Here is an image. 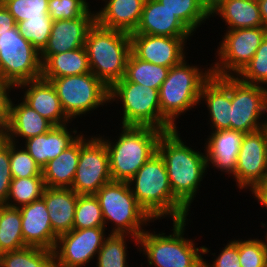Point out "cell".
Masks as SVG:
<instances>
[{"label": "cell", "mask_w": 267, "mask_h": 267, "mask_svg": "<svg viewBox=\"0 0 267 267\" xmlns=\"http://www.w3.org/2000/svg\"><path fill=\"white\" fill-rule=\"evenodd\" d=\"M180 134L178 128L163 132L157 152L164 160L173 195L190 211L201 182L208 174V165L206 153L186 145Z\"/></svg>", "instance_id": "6da1fadb"}, {"label": "cell", "mask_w": 267, "mask_h": 267, "mask_svg": "<svg viewBox=\"0 0 267 267\" xmlns=\"http://www.w3.org/2000/svg\"><path fill=\"white\" fill-rule=\"evenodd\" d=\"M138 204L154 220H183L189 210L173 195L164 160L152 155L128 181Z\"/></svg>", "instance_id": "7a4b0ae2"}, {"label": "cell", "mask_w": 267, "mask_h": 267, "mask_svg": "<svg viewBox=\"0 0 267 267\" xmlns=\"http://www.w3.org/2000/svg\"><path fill=\"white\" fill-rule=\"evenodd\" d=\"M188 218L173 220L171 234L146 229L138 238L137 251L147 260L148 267H203L206 246H197L196 238L185 237Z\"/></svg>", "instance_id": "3957f363"}, {"label": "cell", "mask_w": 267, "mask_h": 267, "mask_svg": "<svg viewBox=\"0 0 267 267\" xmlns=\"http://www.w3.org/2000/svg\"><path fill=\"white\" fill-rule=\"evenodd\" d=\"M117 140L98 134L109 154L112 181L128 182L145 162L157 152L163 131L153 127L121 126ZM115 139V140H114Z\"/></svg>", "instance_id": "277c9868"}, {"label": "cell", "mask_w": 267, "mask_h": 267, "mask_svg": "<svg viewBox=\"0 0 267 267\" xmlns=\"http://www.w3.org/2000/svg\"><path fill=\"white\" fill-rule=\"evenodd\" d=\"M84 47L90 71L109 89L124 77L131 53L129 33L103 28L95 22L87 32Z\"/></svg>", "instance_id": "5b68a950"}, {"label": "cell", "mask_w": 267, "mask_h": 267, "mask_svg": "<svg viewBox=\"0 0 267 267\" xmlns=\"http://www.w3.org/2000/svg\"><path fill=\"white\" fill-rule=\"evenodd\" d=\"M186 58L170 68L159 88L161 114L175 127L177 118L200 105L203 84L212 76L211 66L187 63Z\"/></svg>", "instance_id": "8992f818"}, {"label": "cell", "mask_w": 267, "mask_h": 267, "mask_svg": "<svg viewBox=\"0 0 267 267\" xmlns=\"http://www.w3.org/2000/svg\"><path fill=\"white\" fill-rule=\"evenodd\" d=\"M120 103V126L153 127L163 132L176 129L162 114L159 90L127 81L124 77L109 89V104ZM122 104V105H121Z\"/></svg>", "instance_id": "52a82bcc"}, {"label": "cell", "mask_w": 267, "mask_h": 267, "mask_svg": "<svg viewBox=\"0 0 267 267\" xmlns=\"http://www.w3.org/2000/svg\"><path fill=\"white\" fill-rule=\"evenodd\" d=\"M95 196L100 203L105 228L112 224V230H108L110 234H127L139 238L150 226L149 223L155 222L138 204L128 182L111 181L102 186Z\"/></svg>", "instance_id": "ba28073f"}, {"label": "cell", "mask_w": 267, "mask_h": 267, "mask_svg": "<svg viewBox=\"0 0 267 267\" xmlns=\"http://www.w3.org/2000/svg\"><path fill=\"white\" fill-rule=\"evenodd\" d=\"M50 82L72 121L109 103V88L92 72L53 78Z\"/></svg>", "instance_id": "9c48e42d"}, {"label": "cell", "mask_w": 267, "mask_h": 267, "mask_svg": "<svg viewBox=\"0 0 267 267\" xmlns=\"http://www.w3.org/2000/svg\"><path fill=\"white\" fill-rule=\"evenodd\" d=\"M40 52L18 32L17 27L0 35V79L17 85L41 78Z\"/></svg>", "instance_id": "30bf717a"}, {"label": "cell", "mask_w": 267, "mask_h": 267, "mask_svg": "<svg viewBox=\"0 0 267 267\" xmlns=\"http://www.w3.org/2000/svg\"><path fill=\"white\" fill-rule=\"evenodd\" d=\"M226 31L218 43L212 75L236 76L253 58L265 38V26ZM218 57V59H217Z\"/></svg>", "instance_id": "8fae6325"}, {"label": "cell", "mask_w": 267, "mask_h": 267, "mask_svg": "<svg viewBox=\"0 0 267 267\" xmlns=\"http://www.w3.org/2000/svg\"><path fill=\"white\" fill-rule=\"evenodd\" d=\"M86 136H80V156L71 189L78 195H95L112 181L109 154L100 136Z\"/></svg>", "instance_id": "7c38bea8"}, {"label": "cell", "mask_w": 267, "mask_h": 267, "mask_svg": "<svg viewBox=\"0 0 267 267\" xmlns=\"http://www.w3.org/2000/svg\"><path fill=\"white\" fill-rule=\"evenodd\" d=\"M264 115L267 116V87L231 76V129L244 134L260 130Z\"/></svg>", "instance_id": "4fadbf2b"}, {"label": "cell", "mask_w": 267, "mask_h": 267, "mask_svg": "<svg viewBox=\"0 0 267 267\" xmlns=\"http://www.w3.org/2000/svg\"><path fill=\"white\" fill-rule=\"evenodd\" d=\"M105 227L72 229L57 238L55 267H87L93 261L108 236Z\"/></svg>", "instance_id": "5bb4252c"}, {"label": "cell", "mask_w": 267, "mask_h": 267, "mask_svg": "<svg viewBox=\"0 0 267 267\" xmlns=\"http://www.w3.org/2000/svg\"><path fill=\"white\" fill-rule=\"evenodd\" d=\"M267 173V135L265 130L244 134L235 174L237 189L250 191Z\"/></svg>", "instance_id": "9a60e30c"}, {"label": "cell", "mask_w": 267, "mask_h": 267, "mask_svg": "<svg viewBox=\"0 0 267 267\" xmlns=\"http://www.w3.org/2000/svg\"><path fill=\"white\" fill-rule=\"evenodd\" d=\"M131 52L139 59L171 68L186 57L190 37H169L147 34H130Z\"/></svg>", "instance_id": "2e32d148"}, {"label": "cell", "mask_w": 267, "mask_h": 267, "mask_svg": "<svg viewBox=\"0 0 267 267\" xmlns=\"http://www.w3.org/2000/svg\"><path fill=\"white\" fill-rule=\"evenodd\" d=\"M91 10L79 18L53 21L47 45L40 52L42 64L53 54L84 47L87 32L96 22L95 11Z\"/></svg>", "instance_id": "e0dca14e"}, {"label": "cell", "mask_w": 267, "mask_h": 267, "mask_svg": "<svg viewBox=\"0 0 267 267\" xmlns=\"http://www.w3.org/2000/svg\"><path fill=\"white\" fill-rule=\"evenodd\" d=\"M15 89H21L23 95L20 98L54 126L72 124L73 121L65 114L56 89L50 81L41 77L23 82Z\"/></svg>", "instance_id": "ac0fdd59"}, {"label": "cell", "mask_w": 267, "mask_h": 267, "mask_svg": "<svg viewBox=\"0 0 267 267\" xmlns=\"http://www.w3.org/2000/svg\"><path fill=\"white\" fill-rule=\"evenodd\" d=\"M206 105L211 131L231 129V76H211L202 86L199 104Z\"/></svg>", "instance_id": "d6986e66"}, {"label": "cell", "mask_w": 267, "mask_h": 267, "mask_svg": "<svg viewBox=\"0 0 267 267\" xmlns=\"http://www.w3.org/2000/svg\"><path fill=\"white\" fill-rule=\"evenodd\" d=\"M205 139L203 149L209 168H214L222 174L233 176L237 165L239 150L244 138V133L233 129L210 131ZM210 166V167H209Z\"/></svg>", "instance_id": "ffe728a7"}, {"label": "cell", "mask_w": 267, "mask_h": 267, "mask_svg": "<svg viewBox=\"0 0 267 267\" xmlns=\"http://www.w3.org/2000/svg\"><path fill=\"white\" fill-rule=\"evenodd\" d=\"M19 210L25 245L53 251L58 236L53 232L45 201L41 198L20 207Z\"/></svg>", "instance_id": "44dd1931"}, {"label": "cell", "mask_w": 267, "mask_h": 267, "mask_svg": "<svg viewBox=\"0 0 267 267\" xmlns=\"http://www.w3.org/2000/svg\"><path fill=\"white\" fill-rule=\"evenodd\" d=\"M78 132L75 127L69 128V124L54 126L49 132L29 138L21 145L42 169L83 134V131Z\"/></svg>", "instance_id": "7402d4cb"}, {"label": "cell", "mask_w": 267, "mask_h": 267, "mask_svg": "<svg viewBox=\"0 0 267 267\" xmlns=\"http://www.w3.org/2000/svg\"><path fill=\"white\" fill-rule=\"evenodd\" d=\"M131 34L191 37L193 33L157 0H145L141 18Z\"/></svg>", "instance_id": "603a6c76"}, {"label": "cell", "mask_w": 267, "mask_h": 267, "mask_svg": "<svg viewBox=\"0 0 267 267\" xmlns=\"http://www.w3.org/2000/svg\"><path fill=\"white\" fill-rule=\"evenodd\" d=\"M104 5L95 10L96 23L107 29L133 33L140 21L145 0H102Z\"/></svg>", "instance_id": "cb8c5ba5"}, {"label": "cell", "mask_w": 267, "mask_h": 267, "mask_svg": "<svg viewBox=\"0 0 267 267\" xmlns=\"http://www.w3.org/2000/svg\"><path fill=\"white\" fill-rule=\"evenodd\" d=\"M21 102H20V101ZM18 104L11 99L7 138L19 144L37 135L49 132L54 125L19 98Z\"/></svg>", "instance_id": "d4e9b609"}, {"label": "cell", "mask_w": 267, "mask_h": 267, "mask_svg": "<svg viewBox=\"0 0 267 267\" xmlns=\"http://www.w3.org/2000/svg\"><path fill=\"white\" fill-rule=\"evenodd\" d=\"M45 201L53 232L60 236L73 229L77 194L71 188L46 187L42 196Z\"/></svg>", "instance_id": "484cf974"}, {"label": "cell", "mask_w": 267, "mask_h": 267, "mask_svg": "<svg viewBox=\"0 0 267 267\" xmlns=\"http://www.w3.org/2000/svg\"><path fill=\"white\" fill-rule=\"evenodd\" d=\"M210 16L220 17L226 30L264 26L257 0H224Z\"/></svg>", "instance_id": "4316f807"}, {"label": "cell", "mask_w": 267, "mask_h": 267, "mask_svg": "<svg viewBox=\"0 0 267 267\" xmlns=\"http://www.w3.org/2000/svg\"><path fill=\"white\" fill-rule=\"evenodd\" d=\"M80 156V137L42 168L46 187L71 188Z\"/></svg>", "instance_id": "83f0119b"}, {"label": "cell", "mask_w": 267, "mask_h": 267, "mask_svg": "<svg viewBox=\"0 0 267 267\" xmlns=\"http://www.w3.org/2000/svg\"><path fill=\"white\" fill-rule=\"evenodd\" d=\"M90 67L85 47L51 55L42 64L41 77L51 81L53 78L89 73Z\"/></svg>", "instance_id": "f1b7e54d"}, {"label": "cell", "mask_w": 267, "mask_h": 267, "mask_svg": "<svg viewBox=\"0 0 267 267\" xmlns=\"http://www.w3.org/2000/svg\"><path fill=\"white\" fill-rule=\"evenodd\" d=\"M19 208L0 205V254L27 247L22 235Z\"/></svg>", "instance_id": "f546056e"}, {"label": "cell", "mask_w": 267, "mask_h": 267, "mask_svg": "<svg viewBox=\"0 0 267 267\" xmlns=\"http://www.w3.org/2000/svg\"><path fill=\"white\" fill-rule=\"evenodd\" d=\"M170 68L137 58L132 52L127 60L124 78L127 81L158 89L167 78Z\"/></svg>", "instance_id": "4dcf8cb0"}, {"label": "cell", "mask_w": 267, "mask_h": 267, "mask_svg": "<svg viewBox=\"0 0 267 267\" xmlns=\"http://www.w3.org/2000/svg\"><path fill=\"white\" fill-rule=\"evenodd\" d=\"M138 246V238L127 234H108L95 258V267H129L127 239ZM133 239V240H132Z\"/></svg>", "instance_id": "1f68e13d"}, {"label": "cell", "mask_w": 267, "mask_h": 267, "mask_svg": "<svg viewBox=\"0 0 267 267\" xmlns=\"http://www.w3.org/2000/svg\"><path fill=\"white\" fill-rule=\"evenodd\" d=\"M1 267H55L54 252L38 247H25L0 254Z\"/></svg>", "instance_id": "d6a6232c"}, {"label": "cell", "mask_w": 267, "mask_h": 267, "mask_svg": "<svg viewBox=\"0 0 267 267\" xmlns=\"http://www.w3.org/2000/svg\"><path fill=\"white\" fill-rule=\"evenodd\" d=\"M164 5L194 34L211 18L201 0H157Z\"/></svg>", "instance_id": "836d02e7"}, {"label": "cell", "mask_w": 267, "mask_h": 267, "mask_svg": "<svg viewBox=\"0 0 267 267\" xmlns=\"http://www.w3.org/2000/svg\"><path fill=\"white\" fill-rule=\"evenodd\" d=\"M46 188L42 176L12 178L9 195L4 205L20 208L42 198Z\"/></svg>", "instance_id": "e575fe53"}, {"label": "cell", "mask_w": 267, "mask_h": 267, "mask_svg": "<svg viewBox=\"0 0 267 267\" xmlns=\"http://www.w3.org/2000/svg\"><path fill=\"white\" fill-rule=\"evenodd\" d=\"M105 227L100 203L95 195H78L73 229Z\"/></svg>", "instance_id": "d590c367"}, {"label": "cell", "mask_w": 267, "mask_h": 267, "mask_svg": "<svg viewBox=\"0 0 267 267\" xmlns=\"http://www.w3.org/2000/svg\"><path fill=\"white\" fill-rule=\"evenodd\" d=\"M52 25V18H27V20L16 23L18 32L39 52L47 45Z\"/></svg>", "instance_id": "8d00e7d4"}, {"label": "cell", "mask_w": 267, "mask_h": 267, "mask_svg": "<svg viewBox=\"0 0 267 267\" xmlns=\"http://www.w3.org/2000/svg\"><path fill=\"white\" fill-rule=\"evenodd\" d=\"M233 239L238 246L241 267H267L266 241L257 238Z\"/></svg>", "instance_id": "74e56055"}, {"label": "cell", "mask_w": 267, "mask_h": 267, "mask_svg": "<svg viewBox=\"0 0 267 267\" xmlns=\"http://www.w3.org/2000/svg\"><path fill=\"white\" fill-rule=\"evenodd\" d=\"M250 84L267 87V38L265 37L253 58L236 75Z\"/></svg>", "instance_id": "f35d334b"}, {"label": "cell", "mask_w": 267, "mask_h": 267, "mask_svg": "<svg viewBox=\"0 0 267 267\" xmlns=\"http://www.w3.org/2000/svg\"><path fill=\"white\" fill-rule=\"evenodd\" d=\"M49 0H0L14 17L16 23L27 18H51L48 13Z\"/></svg>", "instance_id": "ab89813d"}, {"label": "cell", "mask_w": 267, "mask_h": 267, "mask_svg": "<svg viewBox=\"0 0 267 267\" xmlns=\"http://www.w3.org/2000/svg\"><path fill=\"white\" fill-rule=\"evenodd\" d=\"M10 170L12 178L42 176V169L19 143L10 141Z\"/></svg>", "instance_id": "60d3db41"}, {"label": "cell", "mask_w": 267, "mask_h": 267, "mask_svg": "<svg viewBox=\"0 0 267 267\" xmlns=\"http://www.w3.org/2000/svg\"><path fill=\"white\" fill-rule=\"evenodd\" d=\"M91 5L87 0H49L48 13L53 21L83 16Z\"/></svg>", "instance_id": "b9f144b4"}, {"label": "cell", "mask_w": 267, "mask_h": 267, "mask_svg": "<svg viewBox=\"0 0 267 267\" xmlns=\"http://www.w3.org/2000/svg\"><path fill=\"white\" fill-rule=\"evenodd\" d=\"M12 173L10 170V141L0 148V205L6 203L9 195Z\"/></svg>", "instance_id": "7bdbcfd3"}, {"label": "cell", "mask_w": 267, "mask_h": 267, "mask_svg": "<svg viewBox=\"0 0 267 267\" xmlns=\"http://www.w3.org/2000/svg\"><path fill=\"white\" fill-rule=\"evenodd\" d=\"M228 241L217 254L218 256H215L216 258L213 259L212 264L203 259V267H241L238 246L232 239Z\"/></svg>", "instance_id": "ee69618b"}, {"label": "cell", "mask_w": 267, "mask_h": 267, "mask_svg": "<svg viewBox=\"0 0 267 267\" xmlns=\"http://www.w3.org/2000/svg\"><path fill=\"white\" fill-rule=\"evenodd\" d=\"M15 92V87L0 79V126L7 127L9 123L11 91ZM11 96V97H10Z\"/></svg>", "instance_id": "f6af8a7d"}, {"label": "cell", "mask_w": 267, "mask_h": 267, "mask_svg": "<svg viewBox=\"0 0 267 267\" xmlns=\"http://www.w3.org/2000/svg\"><path fill=\"white\" fill-rule=\"evenodd\" d=\"M253 198L258 202L262 207H265L267 210V173L264 177L250 190Z\"/></svg>", "instance_id": "bcb514c9"}, {"label": "cell", "mask_w": 267, "mask_h": 267, "mask_svg": "<svg viewBox=\"0 0 267 267\" xmlns=\"http://www.w3.org/2000/svg\"><path fill=\"white\" fill-rule=\"evenodd\" d=\"M15 27L16 22L14 17L8 12L4 5L0 3V35Z\"/></svg>", "instance_id": "7dc6e473"}, {"label": "cell", "mask_w": 267, "mask_h": 267, "mask_svg": "<svg viewBox=\"0 0 267 267\" xmlns=\"http://www.w3.org/2000/svg\"><path fill=\"white\" fill-rule=\"evenodd\" d=\"M224 0H201L202 5L206 10L211 13L213 12Z\"/></svg>", "instance_id": "c3c4849f"}, {"label": "cell", "mask_w": 267, "mask_h": 267, "mask_svg": "<svg viewBox=\"0 0 267 267\" xmlns=\"http://www.w3.org/2000/svg\"><path fill=\"white\" fill-rule=\"evenodd\" d=\"M261 19L263 21L264 26H267V0H257Z\"/></svg>", "instance_id": "681fc988"}, {"label": "cell", "mask_w": 267, "mask_h": 267, "mask_svg": "<svg viewBox=\"0 0 267 267\" xmlns=\"http://www.w3.org/2000/svg\"><path fill=\"white\" fill-rule=\"evenodd\" d=\"M7 140V127L0 126V148L6 143Z\"/></svg>", "instance_id": "f907efd6"}, {"label": "cell", "mask_w": 267, "mask_h": 267, "mask_svg": "<svg viewBox=\"0 0 267 267\" xmlns=\"http://www.w3.org/2000/svg\"><path fill=\"white\" fill-rule=\"evenodd\" d=\"M261 226H262V228H266V226H267V223L265 224V223H263V221L261 222ZM266 230H267V228H266ZM266 232V234H265V236H264V238L263 239H265V241H266V244H267V231H265Z\"/></svg>", "instance_id": "816d5d0a"}, {"label": "cell", "mask_w": 267, "mask_h": 267, "mask_svg": "<svg viewBox=\"0 0 267 267\" xmlns=\"http://www.w3.org/2000/svg\"><path fill=\"white\" fill-rule=\"evenodd\" d=\"M266 117H267V116H266ZM263 129L265 130L266 135H267V118H266L265 121H264Z\"/></svg>", "instance_id": "f5cc1de1"}, {"label": "cell", "mask_w": 267, "mask_h": 267, "mask_svg": "<svg viewBox=\"0 0 267 267\" xmlns=\"http://www.w3.org/2000/svg\"><path fill=\"white\" fill-rule=\"evenodd\" d=\"M265 37L267 38V26L265 27Z\"/></svg>", "instance_id": "db71d44e"}]
</instances>
